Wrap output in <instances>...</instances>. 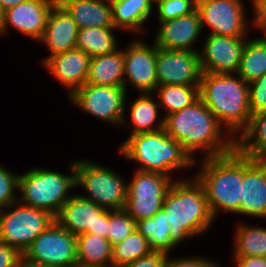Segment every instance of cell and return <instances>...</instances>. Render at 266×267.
<instances>
[{"label": "cell", "mask_w": 266, "mask_h": 267, "mask_svg": "<svg viewBox=\"0 0 266 267\" xmlns=\"http://www.w3.org/2000/svg\"><path fill=\"white\" fill-rule=\"evenodd\" d=\"M104 2H106L107 4L112 5L113 3L119 2L121 0H103Z\"/></svg>", "instance_id": "cell-47"}, {"label": "cell", "mask_w": 266, "mask_h": 267, "mask_svg": "<svg viewBox=\"0 0 266 267\" xmlns=\"http://www.w3.org/2000/svg\"><path fill=\"white\" fill-rule=\"evenodd\" d=\"M20 267H58V266H53L45 263L33 262L28 260H21Z\"/></svg>", "instance_id": "cell-45"}, {"label": "cell", "mask_w": 266, "mask_h": 267, "mask_svg": "<svg viewBox=\"0 0 266 267\" xmlns=\"http://www.w3.org/2000/svg\"><path fill=\"white\" fill-rule=\"evenodd\" d=\"M108 224H109V210H104L97 219L96 233H89L98 235L108 239Z\"/></svg>", "instance_id": "cell-43"}, {"label": "cell", "mask_w": 266, "mask_h": 267, "mask_svg": "<svg viewBox=\"0 0 266 267\" xmlns=\"http://www.w3.org/2000/svg\"><path fill=\"white\" fill-rule=\"evenodd\" d=\"M236 267H266V257L233 256Z\"/></svg>", "instance_id": "cell-42"}, {"label": "cell", "mask_w": 266, "mask_h": 267, "mask_svg": "<svg viewBox=\"0 0 266 267\" xmlns=\"http://www.w3.org/2000/svg\"><path fill=\"white\" fill-rule=\"evenodd\" d=\"M152 253L149 243L137 230L125 240L113 245L112 267H124Z\"/></svg>", "instance_id": "cell-33"}, {"label": "cell", "mask_w": 266, "mask_h": 267, "mask_svg": "<svg viewBox=\"0 0 266 267\" xmlns=\"http://www.w3.org/2000/svg\"><path fill=\"white\" fill-rule=\"evenodd\" d=\"M136 230L147 239L152 252L169 255L176 245L171 241V225L166 220V212L161 209L152 218L136 222Z\"/></svg>", "instance_id": "cell-26"}, {"label": "cell", "mask_w": 266, "mask_h": 267, "mask_svg": "<svg viewBox=\"0 0 266 267\" xmlns=\"http://www.w3.org/2000/svg\"><path fill=\"white\" fill-rule=\"evenodd\" d=\"M124 50L91 57L86 84L124 86Z\"/></svg>", "instance_id": "cell-23"}, {"label": "cell", "mask_w": 266, "mask_h": 267, "mask_svg": "<svg viewBox=\"0 0 266 267\" xmlns=\"http://www.w3.org/2000/svg\"><path fill=\"white\" fill-rule=\"evenodd\" d=\"M236 148L255 160H266V111L253 114L248 128L236 139Z\"/></svg>", "instance_id": "cell-28"}, {"label": "cell", "mask_w": 266, "mask_h": 267, "mask_svg": "<svg viewBox=\"0 0 266 267\" xmlns=\"http://www.w3.org/2000/svg\"><path fill=\"white\" fill-rule=\"evenodd\" d=\"M72 104L100 120L117 125H127L124 115L127 91L124 86L84 84L68 96Z\"/></svg>", "instance_id": "cell-10"}, {"label": "cell", "mask_w": 266, "mask_h": 267, "mask_svg": "<svg viewBox=\"0 0 266 267\" xmlns=\"http://www.w3.org/2000/svg\"><path fill=\"white\" fill-rule=\"evenodd\" d=\"M19 175L0 164V211L18 201L15 190L18 189Z\"/></svg>", "instance_id": "cell-36"}, {"label": "cell", "mask_w": 266, "mask_h": 267, "mask_svg": "<svg viewBox=\"0 0 266 267\" xmlns=\"http://www.w3.org/2000/svg\"><path fill=\"white\" fill-rule=\"evenodd\" d=\"M70 175H63L53 170L32 168L19 175L18 201L36 209L45 210L56 217L62 206L70 199L68 192L76 188V167L70 165Z\"/></svg>", "instance_id": "cell-6"}, {"label": "cell", "mask_w": 266, "mask_h": 267, "mask_svg": "<svg viewBox=\"0 0 266 267\" xmlns=\"http://www.w3.org/2000/svg\"><path fill=\"white\" fill-rule=\"evenodd\" d=\"M165 132L182 145L190 155L201 149L203 157L211 158L232 152L236 148L233 137L223 139L224 130L215 115L199 97L194 103L164 118Z\"/></svg>", "instance_id": "cell-1"}, {"label": "cell", "mask_w": 266, "mask_h": 267, "mask_svg": "<svg viewBox=\"0 0 266 267\" xmlns=\"http://www.w3.org/2000/svg\"><path fill=\"white\" fill-rule=\"evenodd\" d=\"M112 248L104 237L89 233L77 235V267H112Z\"/></svg>", "instance_id": "cell-24"}, {"label": "cell", "mask_w": 266, "mask_h": 267, "mask_svg": "<svg viewBox=\"0 0 266 267\" xmlns=\"http://www.w3.org/2000/svg\"><path fill=\"white\" fill-rule=\"evenodd\" d=\"M155 4L159 22L186 16L197 9V0H157Z\"/></svg>", "instance_id": "cell-35"}, {"label": "cell", "mask_w": 266, "mask_h": 267, "mask_svg": "<svg viewBox=\"0 0 266 267\" xmlns=\"http://www.w3.org/2000/svg\"><path fill=\"white\" fill-rule=\"evenodd\" d=\"M134 40L124 51V76H127L124 78V89L127 91L129 82L140 93H155L158 86L157 46L155 44L148 46L140 39Z\"/></svg>", "instance_id": "cell-14"}, {"label": "cell", "mask_w": 266, "mask_h": 267, "mask_svg": "<svg viewBox=\"0 0 266 267\" xmlns=\"http://www.w3.org/2000/svg\"><path fill=\"white\" fill-rule=\"evenodd\" d=\"M243 6L242 0H197L202 27L206 24L213 35L246 37L249 25Z\"/></svg>", "instance_id": "cell-12"}, {"label": "cell", "mask_w": 266, "mask_h": 267, "mask_svg": "<svg viewBox=\"0 0 266 267\" xmlns=\"http://www.w3.org/2000/svg\"><path fill=\"white\" fill-rule=\"evenodd\" d=\"M168 255L152 252L147 256L141 257L124 267H166Z\"/></svg>", "instance_id": "cell-39"}, {"label": "cell", "mask_w": 266, "mask_h": 267, "mask_svg": "<svg viewBox=\"0 0 266 267\" xmlns=\"http://www.w3.org/2000/svg\"><path fill=\"white\" fill-rule=\"evenodd\" d=\"M57 0H28L3 12V34L9 25L30 39L39 41L46 27L49 12Z\"/></svg>", "instance_id": "cell-16"}, {"label": "cell", "mask_w": 266, "mask_h": 267, "mask_svg": "<svg viewBox=\"0 0 266 267\" xmlns=\"http://www.w3.org/2000/svg\"><path fill=\"white\" fill-rule=\"evenodd\" d=\"M159 25L154 41L158 48L198 52L192 48L203 29L197 9L186 16L161 21Z\"/></svg>", "instance_id": "cell-18"}, {"label": "cell", "mask_w": 266, "mask_h": 267, "mask_svg": "<svg viewBox=\"0 0 266 267\" xmlns=\"http://www.w3.org/2000/svg\"><path fill=\"white\" fill-rule=\"evenodd\" d=\"M21 258L15 248L0 241V267H20Z\"/></svg>", "instance_id": "cell-40"}, {"label": "cell", "mask_w": 266, "mask_h": 267, "mask_svg": "<svg viewBox=\"0 0 266 267\" xmlns=\"http://www.w3.org/2000/svg\"><path fill=\"white\" fill-rule=\"evenodd\" d=\"M28 0H0V10L1 12H5L14 6L26 2Z\"/></svg>", "instance_id": "cell-44"}, {"label": "cell", "mask_w": 266, "mask_h": 267, "mask_svg": "<svg viewBox=\"0 0 266 267\" xmlns=\"http://www.w3.org/2000/svg\"><path fill=\"white\" fill-rule=\"evenodd\" d=\"M118 147L122 156L141 164L138 169L141 171L156 172L171 177L173 170L191 168L196 164L182 145L164 129L129 136Z\"/></svg>", "instance_id": "cell-5"}, {"label": "cell", "mask_w": 266, "mask_h": 267, "mask_svg": "<svg viewBox=\"0 0 266 267\" xmlns=\"http://www.w3.org/2000/svg\"><path fill=\"white\" fill-rule=\"evenodd\" d=\"M3 13L0 10V34L3 33V19H2Z\"/></svg>", "instance_id": "cell-46"}, {"label": "cell", "mask_w": 266, "mask_h": 267, "mask_svg": "<svg viewBox=\"0 0 266 267\" xmlns=\"http://www.w3.org/2000/svg\"><path fill=\"white\" fill-rule=\"evenodd\" d=\"M76 187H83L90 200L106 210L124 209L127 198V182L124 178L100 164L88 160L75 161Z\"/></svg>", "instance_id": "cell-7"}, {"label": "cell", "mask_w": 266, "mask_h": 267, "mask_svg": "<svg viewBox=\"0 0 266 267\" xmlns=\"http://www.w3.org/2000/svg\"><path fill=\"white\" fill-rule=\"evenodd\" d=\"M249 107L251 115L266 111V73L249 83Z\"/></svg>", "instance_id": "cell-37"}, {"label": "cell", "mask_w": 266, "mask_h": 267, "mask_svg": "<svg viewBox=\"0 0 266 267\" xmlns=\"http://www.w3.org/2000/svg\"><path fill=\"white\" fill-rule=\"evenodd\" d=\"M201 162V171L195 177L204 187L213 218L220 209L240 214L244 154L235 148L222 156L203 158Z\"/></svg>", "instance_id": "cell-4"}, {"label": "cell", "mask_w": 266, "mask_h": 267, "mask_svg": "<svg viewBox=\"0 0 266 267\" xmlns=\"http://www.w3.org/2000/svg\"><path fill=\"white\" fill-rule=\"evenodd\" d=\"M152 4V0H121L113 3L111 7L114 27L141 34L145 30L143 23L152 12Z\"/></svg>", "instance_id": "cell-25"}, {"label": "cell", "mask_w": 266, "mask_h": 267, "mask_svg": "<svg viewBox=\"0 0 266 267\" xmlns=\"http://www.w3.org/2000/svg\"><path fill=\"white\" fill-rule=\"evenodd\" d=\"M202 73L199 97L235 140L249 126V84L237 73ZM237 135V136H236Z\"/></svg>", "instance_id": "cell-2"}, {"label": "cell", "mask_w": 266, "mask_h": 267, "mask_svg": "<svg viewBox=\"0 0 266 267\" xmlns=\"http://www.w3.org/2000/svg\"><path fill=\"white\" fill-rule=\"evenodd\" d=\"M166 267H219L216 262L207 260L205 257H185L181 259H170L168 256Z\"/></svg>", "instance_id": "cell-38"}, {"label": "cell", "mask_w": 266, "mask_h": 267, "mask_svg": "<svg viewBox=\"0 0 266 267\" xmlns=\"http://www.w3.org/2000/svg\"><path fill=\"white\" fill-rule=\"evenodd\" d=\"M266 73V37L246 40L237 74L248 84Z\"/></svg>", "instance_id": "cell-29"}, {"label": "cell", "mask_w": 266, "mask_h": 267, "mask_svg": "<svg viewBox=\"0 0 266 267\" xmlns=\"http://www.w3.org/2000/svg\"><path fill=\"white\" fill-rule=\"evenodd\" d=\"M252 3V7H254V18L252 19L254 27H258L259 30L266 33V0L252 1Z\"/></svg>", "instance_id": "cell-41"}, {"label": "cell", "mask_w": 266, "mask_h": 267, "mask_svg": "<svg viewBox=\"0 0 266 267\" xmlns=\"http://www.w3.org/2000/svg\"><path fill=\"white\" fill-rule=\"evenodd\" d=\"M78 27L72 17L56 3L49 12L46 27L39 42L50 51L49 57L76 48Z\"/></svg>", "instance_id": "cell-21"}, {"label": "cell", "mask_w": 266, "mask_h": 267, "mask_svg": "<svg viewBox=\"0 0 266 267\" xmlns=\"http://www.w3.org/2000/svg\"><path fill=\"white\" fill-rule=\"evenodd\" d=\"M155 92L159 106L167 112L165 118L194 103L199 98V85H158Z\"/></svg>", "instance_id": "cell-31"}, {"label": "cell", "mask_w": 266, "mask_h": 267, "mask_svg": "<svg viewBox=\"0 0 266 267\" xmlns=\"http://www.w3.org/2000/svg\"><path fill=\"white\" fill-rule=\"evenodd\" d=\"M159 104L152 97V93H141L140 97L130 105V119L132 131L130 136L154 132L164 129V118L158 121V124L154 123L158 119Z\"/></svg>", "instance_id": "cell-27"}, {"label": "cell", "mask_w": 266, "mask_h": 267, "mask_svg": "<svg viewBox=\"0 0 266 267\" xmlns=\"http://www.w3.org/2000/svg\"><path fill=\"white\" fill-rule=\"evenodd\" d=\"M133 178V179H132ZM127 183L124 210L135 221L152 218L163 208V200L173 179L156 172L137 170Z\"/></svg>", "instance_id": "cell-9"}, {"label": "cell", "mask_w": 266, "mask_h": 267, "mask_svg": "<svg viewBox=\"0 0 266 267\" xmlns=\"http://www.w3.org/2000/svg\"><path fill=\"white\" fill-rule=\"evenodd\" d=\"M90 60L89 55L75 48L51 57L47 56L42 60V64L59 83L70 90L69 96L86 83Z\"/></svg>", "instance_id": "cell-19"}, {"label": "cell", "mask_w": 266, "mask_h": 267, "mask_svg": "<svg viewBox=\"0 0 266 267\" xmlns=\"http://www.w3.org/2000/svg\"><path fill=\"white\" fill-rule=\"evenodd\" d=\"M117 28L89 27L78 29L76 48L90 57L110 53L118 49L114 31Z\"/></svg>", "instance_id": "cell-30"}, {"label": "cell", "mask_w": 266, "mask_h": 267, "mask_svg": "<svg viewBox=\"0 0 266 267\" xmlns=\"http://www.w3.org/2000/svg\"><path fill=\"white\" fill-rule=\"evenodd\" d=\"M105 209L94 202L82 198L81 195H72L62 206L55 221L77 236L84 233H96L98 216Z\"/></svg>", "instance_id": "cell-20"}, {"label": "cell", "mask_w": 266, "mask_h": 267, "mask_svg": "<svg viewBox=\"0 0 266 267\" xmlns=\"http://www.w3.org/2000/svg\"><path fill=\"white\" fill-rule=\"evenodd\" d=\"M136 230V222L124 209L109 210L108 240L113 245L122 242Z\"/></svg>", "instance_id": "cell-34"}, {"label": "cell", "mask_w": 266, "mask_h": 267, "mask_svg": "<svg viewBox=\"0 0 266 267\" xmlns=\"http://www.w3.org/2000/svg\"><path fill=\"white\" fill-rule=\"evenodd\" d=\"M247 37L209 34L203 53L199 52L202 73H237Z\"/></svg>", "instance_id": "cell-15"}, {"label": "cell", "mask_w": 266, "mask_h": 267, "mask_svg": "<svg viewBox=\"0 0 266 267\" xmlns=\"http://www.w3.org/2000/svg\"><path fill=\"white\" fill-rule=\"evenodd\" d=\"M233 256L266 257V228L238 225Z\"/></svg>", "instance_id": "cell-32"}, {"label": "cell", "mask_w": 266, "mask_h": 267, "mask_svg": "<svg viewBox=\"0 0 266 267\" xmlns=\"http://www.w3.org/2000/svg\"><path fill=\"white\" fill-rule=\"evenodd\" d=\"M72 17L78 29L114 27L112 7L103 0H57Z\"/></svg>", "instance_id": "cell-22"}, {"label": "cell", "mask_w": 266, "mask_h": 267, "mask_svg": "<svg viewBox=\"0 0 266 267\" xmlns=\"http://www.w3.org/2000/svg\"><path fill=\"white\" fill-rule=\"evenodd\" d=\"M13 206L17 208L9 211ZM54 221L55 217L49 212L16 201L0 211V241L23 255L36 237Z\"/></svg>", "instance_id": "cell-8"}, {"label": "cell", "mask_w": 266, "mask_h": 267, "mask_svg": "<svg viewBox=\"0 0 266 267\" xmlns=\"http://www.w3.org/2000/svg\"><path fill=\"white\" fill-rule=\"evenodd\" d=\"M240 214L266 218V160L244 155Z\"/></svg>", "instance_id": "cell-17"}, {"label": "cell", "mask_w": 266, "mask_h": 267, "mask_svg": "<svg viewBox=\"0 0 266 267\" xmlns=\"http://www.w3.org/2000/svg\"><path fill=\"white\" fill-rule=\"evenodd\" d=\"M158 85H200L202 69L199 52L157 47Z\"/></svg>", "instance_id": "cell-13"}, {"label": "cell", "mask_w": 266, "mask_h": 267, "mask_svg": "<svg viewBox=\"0 0 266 267\" xmlns=\"http://www.w3.org/2000/svg\"><path fill=\"white\" fill-rule=\"evenodd\" d=\"M21 260L58 267H77L76 236L54 221L36 237Z\"/></svg>", "instance_id": "cell-11"}, {"label": "cell", "mask_w": 266, "mask_h": 267, "mask_svg": "<svg viewBox=\"0 0 266 267\" xmlns=\"http://www.w3.org/2000/svg\"><path fill=\"white\" fill-rule=\"evenodd\" d=\"M166 220L171 225V241L178 246L184 239L204 233L214 218L203 185L193 176L171 183L163 200Z\"/></svg>", "instance_id": "cell-3"}]
</instances>
